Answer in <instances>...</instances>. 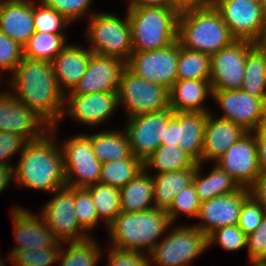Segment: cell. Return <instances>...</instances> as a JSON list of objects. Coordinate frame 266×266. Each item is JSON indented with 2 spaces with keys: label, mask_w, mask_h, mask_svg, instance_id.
Wrapping results in <instances>:
<instances>
[{
  "label": "cell",
  "mask_w": 266,
  "mask_h": 266,
  "mask_svg": "<svg viewBox=\"0 0 266 266\" xmlns=\"http://www.w3.org/2000/svg\"><path fill=\"white\" fill-rule=\"evenodd\" d=\"M12 73V85L17 90L12 96L35 111L54 131L66 101L56 82L52 62L23 58Z\"/></svg>",
  "instance_id": "obj_1"
},
{
  "label": "cell",
  "mask_w": 266,
  "mask_h": 266,
  "mask_svg": "<svg viewBox=\"0 0 266 266\" xmlns=\"http://www.w3.org/2000/svg\"><path fill=\"white\" fill-rule=\"evenodd\" d=\"M55 147L51 137L28 141L21 153L14 178L24 187L56 191L66 186L63 154Z\"/></svg>",
  "instance_id": "obj_2"
},
{
  "label": "cell",
  "mask_w": 266,
  "mask_h": 266,
  "mask_svg": "<svg viewBox=\"0 0 266 266\" xmlns=\"http://www.w3.org/2000/svg\"><path fill=\"white\" fill-rule=\"evenodd\" d=\"M177 40L185 49L212 56L236 39L220 12L210 6L179 14Z\"/></svg>",
  "instance_id": "obj_3"
},
{
  "label": "cell",
  "mask_w": 266,
  "mask_h": 266,
  "mask_svg": "<svg viewBox=\"0 0 266 266\" xmlns=\"http://www.w3.org/2000/svg\"><path fill=\"white\" fill-rule=\"evenodd\" d=\"M171 225L166 210L151 208L141 212H120L108 225L112 248L142 252L148 247L149 252L157 245V238Z\"/></svg>",
  "instance_id": "obj_4"
},
{
  "label": "cell",
  "mask_w": 266,
  "mask_h": 266,
  "mask_svg": "<svg viewBox=\"0 0 266 266\" xmlns=\"http://www.w3.org/2000/svg\"><path fill=\"white\" fill-rule=\"evenodd\" d=\"M133 52L158 50L177 41L179 14L164 7L129 4Z\"/></svg>",
  "instance_id": "obj_5"
},
{
  "label": "cell",
  "mask_w": 266,
  "mask_h": 266,
  "mask_svg": "<svg viewBox=\"0 0 266 266\" xmlns=\"http://www.w3.org/2000/svg\"><path fill=\"white\" fill-rule=\"evenodd\" d=\"M118 104L122 102L129 117L156 113L169 108V90L138 77L125 67L120 76L117 92Z\"/></svg>",
  "instance_id": "obj_6"
},
{
  "label": "cell",
  "mask_w": 266,
  "mask_h": 266,
  "mask_svg": "<svg viewBox=\"0 0 266 266\" xmlns=\"http://www.w3.org/2000/svg\"><path fill=\"white\" fill-rule=\"evenodd\" d=\"M90 22L88 36L93 43L91 51L127 62L133 52L128 14L125 21L106 13L91 15Z\"/></svg>",
  "instance_id": "obj_7"
},
{
  "label": "cell",
  "mask_w": 266,
  "mask_h": 266,
  "mask_svg": "<svg viewBox=\"0 0 266 266\" xmlns=\"http://www.w3.org/2000/svg\"><path fill=\"white\" fill-rule=\"evenodd\" d=\"M207 247V236L196 226H180L157 243L149 254L158 266H189Z\"/></svg>",
  "instance_id": "obj_8"
},
{
  "label": "cell",
  "mask_w": 266,
  "mask_h": 266,
  "mask_svg": "<svg viewBox=\"0 0 266 266\" xmlns=\"http://www.w3.org/2000/svg\"><path fill=\"white\" fill-rule=\"evenodd\" d=\"M178 56L177 40L162 49L132 52L126 67L138 77L170 90L177 81Z\"/></svg>",
  "instance_id": "obj_9"
},
{
  "label": "cell",
  "mask_w": 266,
  "mask_h": 266,
  "mask_svg": "<svg viewBox=\"0 0 266 266\" xmlns=\"http://www.w3.org/2000/svg\"><path fill=\"white\" fill-rule=\"evenodd\" d=\"M63 147L66 186L87 188L98 183L102 163L93 153L91 136H74Z\"/></svg>",
  "instance_id": "obj_10"
},
{
  "label": "cell",
  "mask_w": 266,
  "mask_h": 266,
  "mask_svg": "<svg viewBox=\"0 0 266 266\" xmlns=\"http://www.w3.org/2000/svg\"><path fill=\"white\" fill-rule=\"evenodd\" d=\"M253 46L251 41L235 40L211 56L212 91L242 88L247 52Z\"/></svg>",
  "instance_id": "obj_11"
},
{
  "label": "cell",
  "mask_w": 266,
  "mask_h": 266,
  "mask_svg": "<svg viewBox=\"0 0 266 266\" xmlns=\"http://www.w3.org/2000/svg\"><path fill=\"white\" fill-rule=\"evenodd\" d=\"M51 201L44 205L42 218L55 239L60 242H77L90 238L79 225L74 208V187H62ZM82 229V234L80 229ZM85 233V234H84Z\"/></svg>",
  "instance_id": "obj_12"
},
{
  "label": "cell",
  "mask_w": 266,
  "mask_h": 266,
  "mask_svg": "<svg viewBox=\"0 0 266 266\" xmlns=\"http://www.w3.org/2000/svg\"><path fill=\"white\" fill-rule=\"evenodd\" d=\"M212 96L225 114L221 119L253 132L264 124L266 98H259L239 90H213Z\"/></svg>",
  "instance_id": "obj_13"
},
{
  "label": "cell",
  "mask_w": 266,
  "mask_h": 266,
  "mask_svg": "<svg viewBox=\"0 0 266 266\" xmlns=\"http://www.w3.org/2000/svg\"><path fill=\"white\" fill-rule=\"evenodd\" d=\"M174 111L169 107L156 113H146L129 118L126 133L132 155L143 162L161 145L168 121Z\"/></svg>",
  "instance_id": "obj_14"
},
{
  "label": "cell",
  "mask_w": 266,
  "mask_h": 266,
  "mask_svg": "<svg viewBox=\"0 0 266 266\" xmlns=\"http://www.w3.org/2000/svg\"><path fill=\"white\" fill-rule=\"evenodd\" d=\"M213 6L236 40L253 42L258 37L265 18L259 0H214Z\"/></svg>",
  "instance_id": "obj_15"
},
{
  "label": "cell",
  "mask_w": 266,
  "mask_h": 266,
  "mask_svg": "<svg viewBox=\"0 0 266 266\" xmlns=\"http://www.w3.org/2000/svg\"><path fill=\"white\" fill-rule=\"evenodd\" d=\"M216 163L240 188L249 189L261 174L254 134L247 132Z\"/></svg>",
  "instance_id": "obj_16"
},
{
  "label": "cell",
  "mask_w": 266,
  "mask_h": 266,
  "mask_svg": "<svg viewBox=\"0 0 266 266\" xmlns=\"http://www.w3.org/2000/svg\"><path fill=\"white\" fill-rule=\"evenodd\" d=\"M207 113L174 112L161 145H178L197 163L201 162Z\"/></svg>",
  "instance_id": "obj_17"
},
{
  "label": "cell",
  "mask_w": 266,
  "mask_h": 266,
  "mask_svg": "<svg viewBox=\"0 0 266 266\" xmlns=\"http://www.w3.org/2000/svg\"><path fill=\"white\" fill-rule=\"evenodd\" d=\"M126 62L114 56L92 52L86 72L70 91V95L118 92L120 76Z\"/></svg>",
  "instance_id": "obj_18"
},
{
  "label": "cell",
  "mask_w": 266,
  "mask_h": 266,
  "mask_svg": "<svg viewBox=\"0 0 266 266\" xmlns=\"http://www.w3.org/2000/svg\"><path fill=\"white\" fill-rule=\"evenodd\" d=\"M40 125L51 131L49 124L35 111L9 93L0 94V131L17 134L28 142L39 140L48 133L42 132Z\"/></svg>",
  "instance_id": "obj_19"
},
{
  "label": "cell",
  "mask_w": 266,
  "mask_h": 266,
  "mask_svg": "<svg viewBox=\"0 0 266 266\" xmlns=\"http://www.w3.org/2000/svg\"><path fill=\"white\" fill-rule=\"evenodd\" d=\"M249 195V189L240 188L234 193L216 196L202 202L198 218L205 221L206 225L199 223L196 227L208 236L217 228L238 224L243 201Z\"/></svg>",
  "instance_id": "obj_20"
},
{
  "label": "cell",
  "mask_w": 266,
  "mask_h": 266,
  "mask_svg": "<svg viewBox=\"0 0 266 266\" xmlns=\"http://www.w3.org/2000/svg\"><path fill=\"white\" fill-rule=\"evenodd\" d=\"M0 31L24 47L35 33L32 3L0 0Z\"/></svg>",
  "instance_id": "obj_21"
},
{
  "label": "cell",
  "mask_w": 266,
  "mask_h": 266,
  "mask_svg": "<svg viewBox=\"0 0 266 266\" xmlns=\"http://www.w3.org/2000/svg\"><path fill=\"white\" fill-rule=\"evenodd\" d=\"M246 133L241 126L225 119H216L211 113H207L201 162L212 159L217 161Z\"/></svg>",
  "instance_id": "obj_22"
},
{
  "label": "cell",
  "mask_w": 266,
  "mask_h": 266,
  "mask_svg": "<svg viewBox=\"0 0 266 266\" xmlns=\"http://www.w3.org/2000/svg\"><path fill=\"white\" fill-rule=\"evenodd\" d=\"M67 114L80 122L93 126L100 124L118 106L117 92H99L83 95H69Z\"/></svg>",
  "instance_id": "obj_23"
},
{
  "label": "cell",
  "mask_w": 266,
  "mask_h": 266,
  "mask_svg": "<svg viewBox=\"0 0 266 266\" xmlns=\"http://www.w3.org/2000/svg\"><path fill=\"white\" fill-rule=\"evenodd\" d=\"M12 216L15 239L19 244L14 249L38 250L53 247L58 242L42 217V220L36 219L37 217L22 208H15Z\"/></svg>",
  "instance_id": "obj_24"
},
{
  "label": "cell",
  "mask_w": 266,
  "mask_h": 266,
  "mask_svg": "<svg viewBox=\"0 0 266 266\" xmlns=\"http://www.w3.org/2000/svg\"><path fill=\"white\" fill-rule=\"evenodd\" d=\"M91 54V50L66 45L51 61L56 82L63 93V86L72 90L85 74Z\"/></svg>",
  "instance_id": "obj_25"
},
{
  "label": "cell",
  "mask_w": 266,
  "mask_h": 266,
  "mask_svg": "<svg viewBox=\"0 0 266 266\" xmlns=\"http://www.w3.org/2000/svg\"><path fill=\"white\" fill-rule=\"evenodd\" d=\"M210 93V79L177 80L169 90V107L174 112L210 113L203 107Z\"/></svg>",
  "instance_id": "obj_26"
},
{
  "label": "cell",
  "mask_w": 266,
  "mask_h": 266,
  "mask_svg": "<svg viewBox=\"0 0 266 266\" xmlns=\"http://www.w3.org/2000/svg\"><path fill=\"white\" fill-rule=\"evenodd\" d=\"M154 200L153 180L143 169L134 179L120 188V205L122 212H141L151 208Z\"/></svg>",
  "instance_id": "obj_27"
},
{
  "label": "cell",
  "mask_w": 266,
  "mask_h": 266,
  "mask_svg": "<svg viewBox=\"0 0 266 266\" xmlns=\"http://www.w3.org/2000/svg\"><path fill=\"white\" fill-rule=\"evenodd\" d=\"M196 168H188L176 172H165L152 177L154 207L166 210L173 198L192 184Z\"/></svg>",
  "instance_id": "obj_28"
},
{
  "label": "cell",
  "mask_w": 266,
  "mask_h": 266,
  "mask_svg": "<svg viewBox=\"0 0 266 266\" xmlns=\"http://www.w3.org/2000/svg\"><path fill=\"white\" fill-rule=\"evenodd\" d=\"M201 162L197 164L192 184L200 202L208 201L216 196L231 194L240 189L233 178L218 165L205 178L200 177Z\"/></svg>",
  "instance_id": "obj_29"
},
{
  "label": "cell",
  "mask_w": 266,
  "mask_h": 266,
  "mask_svg": "<svg viewBox=\"0 0 266 266\" xmlns=\"http://www.w3.org/2000/svg\"><path fill=\"white\" fill-rule=\"evenodd\" d=\"M197 162L178 145H160L145 161L144 169L153 167L159 171L176 172L196 168ZM147 167V168H146Z\"/></svg>",
  "instance_id": "obj_30"
},
{
  "label": "cell",
  "mask_w": 266,
  "mask_h": 266,
  "mask_svg": "<svg viewBox=\"0 0 266 266\" xmlns=\"http://www.w3.org/2000/svg\"><path fill=\"white\" fill-rule=\"evenodd\" d=\"M91 145L101 163L126 159L132 155L126 130L123 135L110 131L91 135Z\"/></svg>",
  "instance_id": "obj_31"
},
{
  "label": "cell",
  "mask_w": 266,
  "mask_h": 266,
  "mask_svg": "<svg viewBox=\"0 0 266 266\" xmlns=\"http://www.w3.org/2000/svg\"><path fill=\"white\" fill-rule=\"evenodd\" d=\"M241 90L255 97L266 98V53L255 46L247 52Z\"/></svg>",
  "instance_id": "obj_32"
},
{
  "label": "cell",
  "mask_w": 266,
  "mask_h": 266,
  "mask_svg": "<svg viewBox=\"0 0 266 266\" xmlns=\"http://www.w3.org/2000/svg\"><path fill=\"white\" fill-rule=\"evenodd\" d=\"M144 169V162L131 155L129 158L103 162L100 183L122 188Z\"/></svg>",
  "instance_id": "obj_33"
},
{
  "label": "cell",
  "mask_w": 266,
  "mask_h": 266,
  "mask_svg": "<svg viewBox=\"0 0 266 266\" xmlns=\"http://www.w3.org/2000/svg\"><path fill=\"white\" fill-rule=\"evenodd\" d=\"M210 64V55L185 49L179 43L177 80L210 79Z\"/></svg>",
  "instance_id": "obj_34"
},
{
  "label": "cell",
  "mask_w": 266,
  "mask_h": 266,
  "mask_svg": "<svg viewBox=\"0 0 266 266\" xmlns=\"http://www.w3.org/2000/svg\"><path fill=\"white\" fill-rule=\"evenodd\" d=\"M63 34L35 32L23 47V57L32 60L52 61L65 47Z\"/></svg>",
  "instance_id": "obj_35"
},
{
  "label": "cell",
  "mask_w": 266,
  "mask_h": 266,
  "mask_svg": "<svg viewBox=\"0 0 266 266\" xmlns=\"http://www.w3.org/2000/svg\"><path fill=\"white\" fill-rule=\"evenodd\" d=\"M87 189L91 193L98 218H103L108 226L121 212L120 188L98 182Z\"/></svg>",
  "instance_id": "obj_36"
},
{
  "label": "cell",
  "mask_w": 266,
  "mask_h": 266,
  "mask_svg": "<svg viewBox=\"0 0 266 266\" xmlns=\"http://www.w3.org/2000/svg\"><path fill=\"white\" fill-rule=\"evenodd\" d=\"M93 239L70 242L66 252L61 250L59 260L60 266H96L100 258L99 248Z\"/></svg>",
  "instance_id": "obj_37"
},
{
  "label": "cell",
  "mask_w": 266,
  "mask_h": 266,
  "mask_svg": "<svg viewBox=\"0 0 266 266\" xmlns=\"http://www.w3.org/2000/svg\"><path fill=\"white\" fill-rule=\"evenodd\" d=\"M61 242H57L53 247L44 249H13L10 255L12 263L16 266H49L59 260Z\"/></svg>",
  "instance_id": "obj_38"
},
{
  "label": "cell",
  "mask_w": 266,
  "mask_h": 266,
  "mask_svg": "<svg viewBox=\"0 0 266 266\" xmlns=\"http://www.w3.org/2000/svg\"><path fill=\"white\" fill-rule=\"evenodd\" d=\"M74 208L77 221L85 231L98 223V214L87 188L74 187Z\"/></svg>",
  "instance_id": "obj_39"
},
{
  "label": "cell",
  "mask_w": 266,
  "mask_h": 266,
  "mask_svg": "<svg viewBox=\"0 0 266 266\" xmlns=\"http://www.w3.org/2000/svg\"><path fill=\"white\" fill-rule=\"evenodd\" d=\"M200 206L201 202L193 184H191L173 198L171 205L166 209V213L172 223L180 211L187 214L188 218L198 217Z\"/></svg>",
  "instance_id": "obj_40"
},
{
  "label": "cell",
  "mask_w": 266,
  "mask_h": 266,
  "mask_svg": "<svg viewBox=\"0 0 266 266\" xmlns=\"http://www.w3.org/2000/svg\"><path fill=\"white\" fill-rule=\"evenodd\" d=\"M33 20L35 32L63 34L61 31L65 24L70 23L60 13L49 8L41 2V6L33 5Z\"/></svg>",
  "instance_id": "obj_41"
},
{
  "label": "cell",
  "mask_w": 266,
  "mask_h": 266,
  "mask_svg": "<svg viewBox=\"0 0 266 266\" xmlns=\"http://www.w3.org/2000/svg\"><path fill=\"white\" fill-rule=\"evenodd\" d=\"M208 246L215 241L228 251H236L247 246V235L236 225L217 228L207 236Z\"/></svg>",
  "instance_id": "obj_42"
},
{
  "label": "cell",
  "mask_w": 266,
  "mask_h": 266,
  "mask_svg": "<svg viewBox=\"0 0 266 266\" xmlns=\"http://www.w3.org/2000/svg\"><path fill=\"white\" fill-rule=\"evenodd\" d=\"M266 211L264 207L249 195L242 204L238 227L246 234L254 232L261 223Z\"/></svg>",
  "instance_id": "obj_43"
},
{
  "label": "cell",
  "mask_w": 266,
  "mask_h": 266,
  "mask_svg": "<svg viewBox=\"0 0 266 266\" xmlns=\"http://www.w3.org/2000/svg\"><path fill=\"white\" fill-rule=\"evenodd\" d=\"M247 247L251 262L266 265V214L257 229L247 235Z\"/></svg>",
  "instance_id": "obj_44"
},
{
  "label": "cell",
  "mask_w": 266,
  "mask_h": 266,
  "mask_svg": "<svg viewBox=\"0 0 266 266\" xmlns=\"http://www.w3.org/2000/svg\"><path fill=\"white\" fill-rule=\"evenodd\" d=\"M23 58V47L0 31V70L14 71Z\"/></svg>",
  "instance_id": "obj_45"
},
{
  "label": "cell",
  "mask_w": 266,
  "mask_h": 266,
  "mask_svg": "<svg viewBox=\"0 0 266 266\" xmlns=\"http://www.w3.org/2000/svg\"><path fill=\"white\" fill-rule=\"evenodd\" d=\"M42 3L71 22L86 13L91 0H42Z\"/></svg>",
  "instance_id": "obj_46"
},
{
  "label": "cell",
  "mask_w": 266,
  "mask_h": 266,
  "mask_svg": "<svg viewBox=\"0 0 266 266\" xmlns=\"http://www.w3.org/2000/svg\"><path fill=\"white\" fill-rule=\"evenodd\" d=\"M26 144L27 141L22 136L0 131V165H7L4 159L8 160V158L14 155L21 147V149H23Z\"/></svg>",
  "instance_id": "obj_47"
},
{
  "label": "cell",
  "mask_w": 266,
  "mask_h": 266,
  "mask_svg": "<svg viewBox=\"0 0 266 266\" xmlns=\"http://www.w3.org/2000/svg\"><path fill=\"white\" fill-rule=\"evenodd\" d=\"M109 266H140L148 257L142 252L125 251L112 248L110 250Z\"/></svg>",
  "instance_id": "obj_48"
},
{
  "label": "cell",
  "mask_w": 266,
  "mask_h": 266,
  "mask_svg": "<svg viewBox=\"0 0 266 266\" xmlns=\"http://www.w3.org/2000/svg\"><path fill=\"white\" fill-rule=\"evenodd\" d=\"M254 133L259 168L261 173H266V127L262 125Z\"/></svg>",
  "instance_id": "obj_49"
},
{
  "label": "cell",
  "mask_w": 266,
  "mask_h": 266,
  "mask_svg": "<svg viewBox=\"0 0 266 266\" xmlns=\"http://www.w3.org/2000/svg\"><path fill=\"white\" fill-rule=\"evenodd\" d=\"M214 5V0H172V9L178 14L204 9Z\"/></svg>",
  "instance_id": "obj_50"
},
{
  "label": "cell",
  "mask_w": 266,
  "mask_h": 266,
  "mask_svg": "<svg viewBox=\"0 0 266 266\" xmlns=\"http://www.w3.org/2000/svg\"><path fill=\"white\" fill-rule=\"evenodd\" d=\"M250 195L258 201L266 211V173H261L249 188Z\"/></svg>",
  "instance_id": "obj_51"
},
{
  "label": "cell",
  "mask_w": 266,
  "mask_h": 266,
  "mask_svg": "<svg viewBox=\"0 0 266 266\" xmlns=\"http://www.w3.org/2000/svg\"><path fill=\"white\" fill-rule=\"evenodd\" d=\"M13 165H0V192L7 187L9 180L14 178Z\"/></svg>",
  "instance_id": "obj_52"
},
{
  "label": "cell",
  "mask_w": 266,
  "mask_h": 266,
  "mask_svg": "<svg viewBox=\"0 0 266 266\" xmlns=\"http://www.w3.org/2000/svg\"><path fill=\"white\" fill-rule=\"evenodd\" d=\"M136 4L139 6L164 7L172 9V0H138Z\"/></svg>",
  "instance_id": "obj_53"
},
{
  "label": "cell",
  "mask_w": 266,
  "mask_h": 266,
  "mask_svg": "<svg viewBox=\"0 0 266 266\" xmlns=\"http://www.w3.org/2000/svg\"><path fill=\"white\" fill-rule=\"evenodd\" d=\"M254 46L262 52L266 53V17L261 26L258 37L253 41Z\"/></svg>",
  "instance_id": "obj_54"
},
{
  "label": "cell",
  "mask_w": 266,
  "mask_h": 266,
  "mask_svg": "<svg viewBox=\"0 0 266 266\" xmlns=\"http://www.w3.org/2000/svg\"><path fill=\"white\" fill-rule=\"evenodd\" d=\"M259 1H260L262 13H263L264 17H266V0H259Z\"/></svg>",
  "instance_id": "obj_55"
},
{
  "label": "cell",
  "mask_w": 266,
  "mask_h": 266,
  "mask_svg": "<svg viewBox=\"0 0 266 266\" xmlns=\"http://www.w3.org/2000/svg\"><path fill=\"white\" fill-rule=\"evenodd\" d=\"M149 258H147L140 266H152L150 261H148Z\"/></svg>",
  "instance_id": "obj_56"
},
{
  "label": "cell",
  "mask_w": 266,
  "mask_h": 266,
  "mask_svg": "<svg viewBox=\"0 0 266 266\" xmlns=\"http://www.w3.org/2000/svg\"><path fill=\"white\" fill-rule=\"evenodd\" d=\"M263 125L266 127V108H265V119H264V124Z\"/></svg>",
  "instance_id": "obj_57"
},
{
  "label": "cell",
  "mask_w": 266,
  "mask_h": 266,
  "mask_svg": "<svg viewBox=\"0 0 266 266\" xmlns=\"http://www.w3.org/2000/svg\"><path fill=\"white\" fill-rule=\"evenodd\" d=\"M138 0H131L130 4L136 3Z\"/></svg>",
  "instance_id": "obj_58"
},
{
  "label": "cell",
  "mask_w": 266,
  "mask_h": 266,
  "mask_svg": "<svg viewBox=\"0 0 266 266\" xmlns=\"http://www.w3.org/2000/svg\"><path fill=\"white\" fill-rule=\"evenodd\" d=\"M253 266H266V265H258V264H254Z\"/></svg>",
  "instance_id": "obj_59"
}]
</instances>
